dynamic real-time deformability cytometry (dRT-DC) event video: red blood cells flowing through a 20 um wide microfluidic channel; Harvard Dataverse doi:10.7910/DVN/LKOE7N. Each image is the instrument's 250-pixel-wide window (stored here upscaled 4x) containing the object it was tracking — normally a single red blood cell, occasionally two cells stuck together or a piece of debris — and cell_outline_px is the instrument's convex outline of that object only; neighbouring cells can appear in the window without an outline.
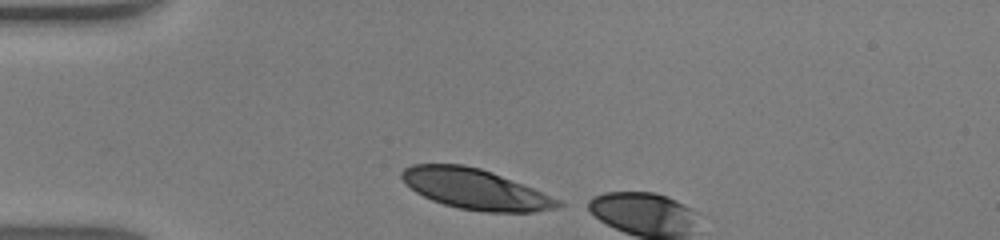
{"species": "human", "species_latin": "Homo sapiens", "temperature_condition": "warm", "stored_images_in_passage": 3, "camera_frame_rate_fps": 3000, "um_per_image_px": 0.085, "donor": {"sex": "male"}, "frame": {"image": 1, "passage_image": 1, "time_ms": 0.0, "image_size_px": [1000, 240], "cell_outline_px": [[564, 204], [556, 208], [532, 212], [484, 212], [460, 208], [444, 204], [432, 200], [416, 192], [400, 176], [400, 172], [404, 168], [412, 164], [464, 164], [480, 168], [492, 172], [564, 200]], "centroid_in_image_um": [40.44, 16.07], "position_along_channel_um": 44.6, "area_um2": 36.7}}